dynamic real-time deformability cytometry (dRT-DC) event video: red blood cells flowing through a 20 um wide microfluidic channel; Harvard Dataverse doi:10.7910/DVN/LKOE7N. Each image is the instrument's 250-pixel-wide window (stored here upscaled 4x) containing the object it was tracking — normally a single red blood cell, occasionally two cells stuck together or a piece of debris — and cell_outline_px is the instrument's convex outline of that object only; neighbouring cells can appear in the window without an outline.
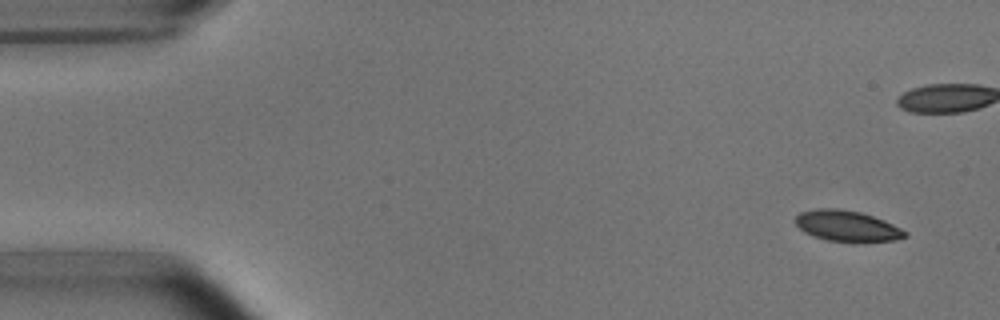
{"species": "common noctule bat (a hibernating species)", "species_latin": "Nyctalus noctula", "temperature_condition": "room temperature", "stored_images_in_passage": 11, "camera_frame_rate_fps": 3000, "um_per_image_px": 0.085, "animal": {"sex": "male", "body_mass_g": 15.6}, "frame": {"image": 1, "passage_image": 1, "time_ms": 0.0, "image_size_px": [1000, 320], "cell_outline_px": [[908, 236], [892, 240], [856, 244], [828, 240], [804, 232], [796, 224], [796, 216], [800, 212], [816, 208], [840, 208], [860, 212], [884, 220], [908, 232]], "centroid_in_image_um": [72.02, 19.22], "position_along_channel_um": 13.0, "area_um2": 20.0}}
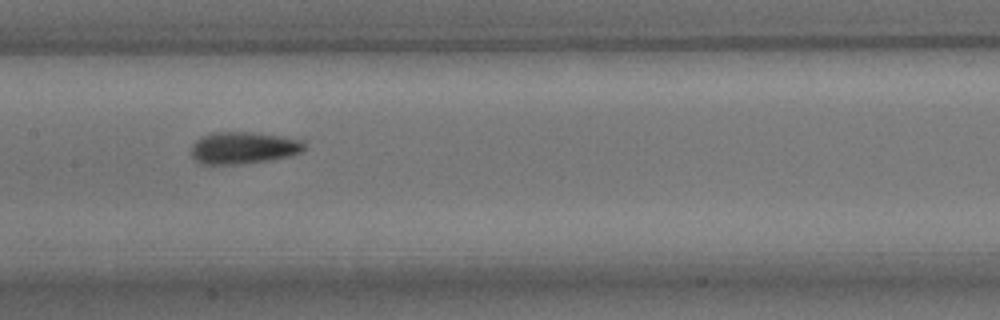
{"frame": {"image": 2, "passage_image": 8, "time_ms": 9.0, "image_size_px": [1000, 320], "cell_outline_px": [[304, 148], [300, 152], [292, 156], [268, 160], [240, 164], [200, 164], [192, 156], [192, 144], [200, 136], [212, 132], [252, 132], [280, 136], [300, 140], [304, 144]], "centroid_in_image_um": [20.65, 12.56], "position_along_channel_um": 186.8, "area_um2": 21.04}}
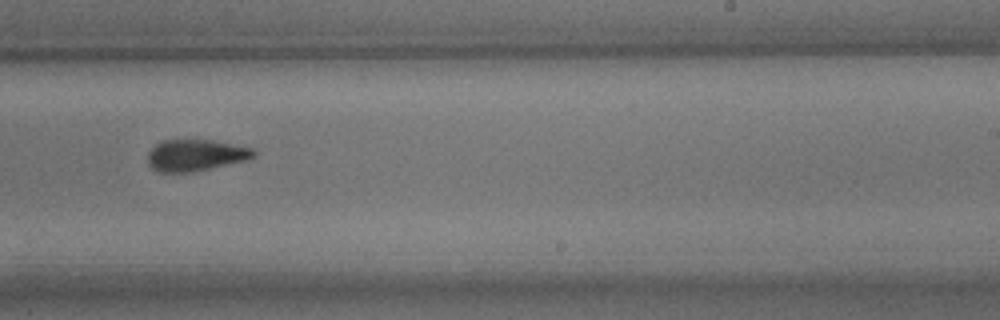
{"frame": {"image": 3, "passage_image": 10, "time_ms": 11.333, "image_size_px": [1000, 320], "cell_outline_px": [[256, 156], [248, 160], [192, 172], [156, 172], [148, 164], [148, 152], [160, 140], [212, 140], [252, 148], [256, 152]], "centroid_in_image_um": [16.62, 13.2], "position_along_channel_um": 272.4, "area_um2": 19.54}}